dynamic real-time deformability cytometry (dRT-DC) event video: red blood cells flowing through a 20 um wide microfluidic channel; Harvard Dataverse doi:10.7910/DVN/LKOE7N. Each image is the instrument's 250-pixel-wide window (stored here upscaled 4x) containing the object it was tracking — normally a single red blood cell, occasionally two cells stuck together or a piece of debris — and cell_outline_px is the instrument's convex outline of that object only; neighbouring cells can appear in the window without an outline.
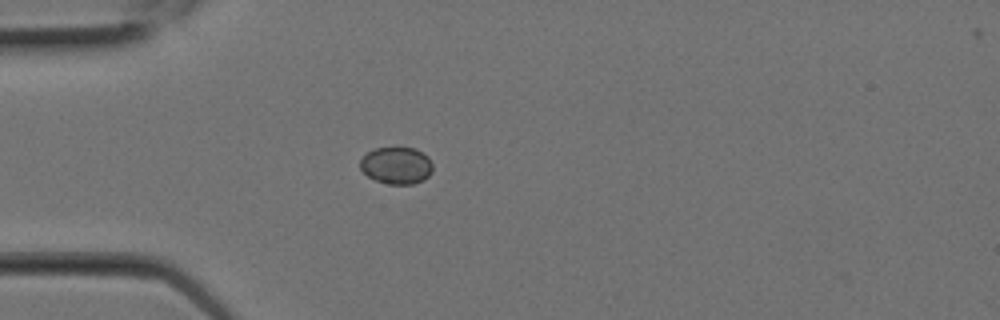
{"species": "Egyptian fruit bat (a non-hibernating species)", "species_latin": "Rousettus aegyptiacus", "temperature_condition": "room temperature", "stored_images_in_passage": 4, "camera_frame_rate_fps": 3000, "um_per_image_px": 0.085, "animal": {"sex": "female"}, "frame": {"image": 1, "passage_image": 1, "time_ms": 0.0, "image_size_px": [1000, 320], "cell_outline_px": [[432, 172], [424, 180], [412, 184], [388, 184], [376, 180], [368, 176], [360, 168], [360, 160], [368, 152], [376, 148], [416, 148], [428, 156], [432, 164]], "centroid_in_image_um": [33.72, 14.07], "position_along_channel_um": 51.3, "area_um2": 15.61}}
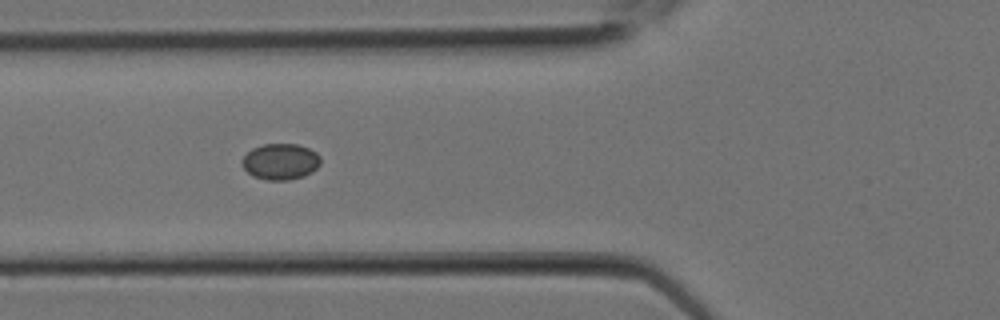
{"frame": {"image": 2, "passage_image": 3, "time_ms": 0.667, "image_size_px": [1000, 320], "cell_outline_px": [[320, 164], [312, 172], [304, 176], [288, 180], [268, 180], [252, 176], [240, 164], [240, 160], [252, 148], [264, 144], [296, 144], [308, 148], [316, 152], [320, 156]], "centroid_in_image_um": [23.82, 13.74], "position_along_channel_um": 102.0, "area_um2": 16.59}}
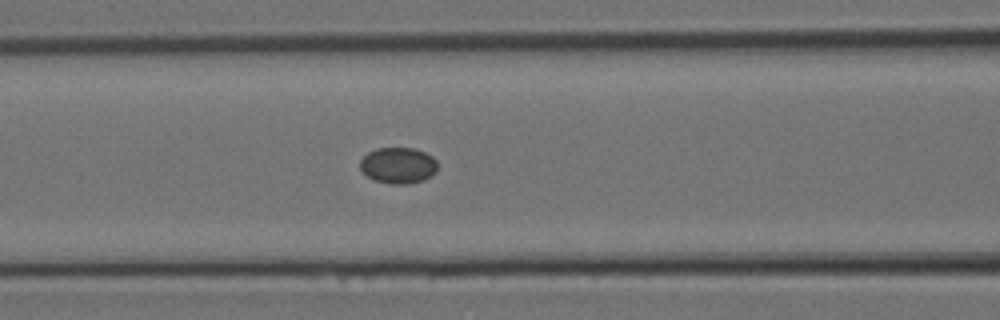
{"frame": {"image": 3, "passage_image": 4, "time_ms": 1.0, "image_size_px": [1000, 320], "cell_outline_px": [[436, 172], [432, 176], [424, 180], [408, 184], [392, 184], [376, 180], [368, 176], [360, 168], [360, 160], [368, 152], [376, 148], [416, 148], [432, 156], [436, 160]], "centroid_in_image_um": [33.86, 14.05], "position_along_channel_um": 132.7, "area_um2": 16.3}}